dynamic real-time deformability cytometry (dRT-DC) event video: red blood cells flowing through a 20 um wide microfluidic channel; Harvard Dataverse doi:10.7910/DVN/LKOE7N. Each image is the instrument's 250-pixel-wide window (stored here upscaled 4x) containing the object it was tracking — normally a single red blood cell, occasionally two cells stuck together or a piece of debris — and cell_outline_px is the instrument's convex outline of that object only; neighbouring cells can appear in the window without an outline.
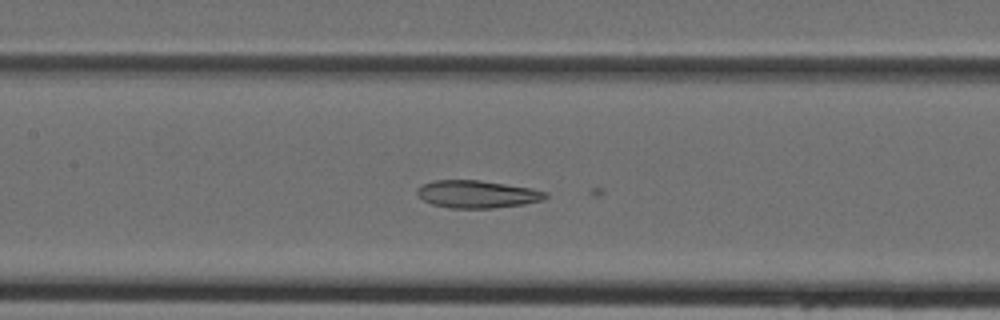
{"species": "Egyptian fruit bat (a non-hibernating species)", "species_latin": "Rousettus aegyptiacus", "temperature_condition": "cold", "stored_images_in_passage": 21, "camera_frame_rate_fps": 3000, "um_per_image_px": 0.085, "animal": {"sex": "female"}, "frame": {"image": 1, "passage_image": 14, "time_ms": 4.333, "image_size_px": [1000, 320], "cell_outline_px": [[548, 196], [544, 200], [524, 204], [496, 208], [452, 208], [432, 204], [424, 200], [416, 192], [416, 188], [424, 184], [436, 180], [480, 180], [528, 188], [548, 192]], "centroid_in_image_um": [40.57, 16.51], "position_along_channel_um": 166.8, "area_um2": 20.46}}
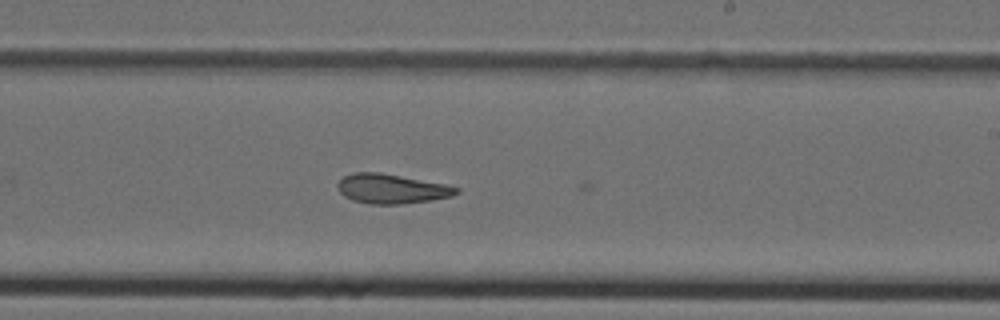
{"frame": {"image": 2, "passage_image": 20, "time_ms": 6.333, "image_size_px": [1000, 320], "cell_outline_px": [[460, 192], [452, 196], [432, 200], [400, 204], [372, 204], [352, 200], [344, 196], [336, 188], [336, 184], [344, 176], [352, 172], [380, 172], [444, 184], [460, 188]], "centroid_in_image_um": [33.26, 16.04], "position_along_channel_um": 255.7, "area_um2": 20.46}}